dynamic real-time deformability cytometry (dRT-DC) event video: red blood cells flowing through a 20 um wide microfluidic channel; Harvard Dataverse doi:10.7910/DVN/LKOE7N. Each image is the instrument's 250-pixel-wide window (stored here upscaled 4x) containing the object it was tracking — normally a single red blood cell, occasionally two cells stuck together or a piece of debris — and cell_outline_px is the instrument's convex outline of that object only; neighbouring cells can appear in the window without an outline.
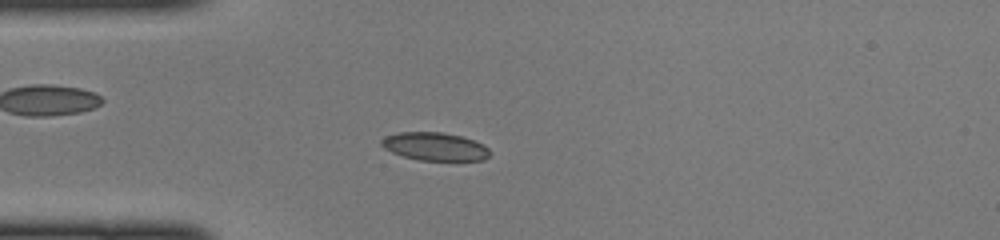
{"species": "common noctule bat (a hibernating species)", "species_latin": "Nyctalus noctula", "temperature_condition": "cold", "stored_images_in_passage": 47, "camera_frame_rate_fps": 3000, "um_per_image_px": 0.085, "animal": {"sex": "female", "body_mass_g": 22.0, "forearm_length_mm": 56.7}, "frame": {"image": 1, "passage_image": 13, "time_ms": 4.0, "image_size_px": [1000, 240], "cell_outline_px": [[488, 156], [484, 160], [420, 160], [404, 156], [392, 152], [384, 148], [380, 144], [380, 140], [384, 136], [400, 132], [440, 132], [460, 136], [484, 144], [488, 148]], "centroid_in_image_um": [36.92, 12.45], "position_along_channel_um": 48.1, "area_um2": 17.57}}
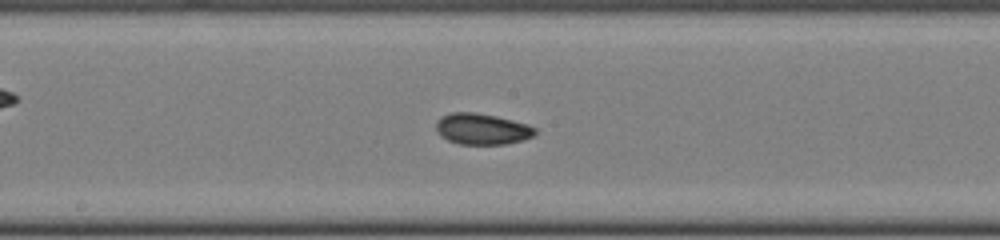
{"frame": {"image": 2, "passage_image": 25, "time_ms": 8.0, "image_size_px": [1000, 240], "cell_outline_px": [[536, 132], [532, 136], [524, 140], [504, 144], [460, 144], [448, 140], [440, 136], [436, 128], [436, 120], [440, 116], [452, 112], [476, 112], [496, 116], [528, 124], [536, 128]], "centroid_in_image_um": [40.95, 10.95], "position_along_channel_um": 207.2, "area_um2": 18.03}}
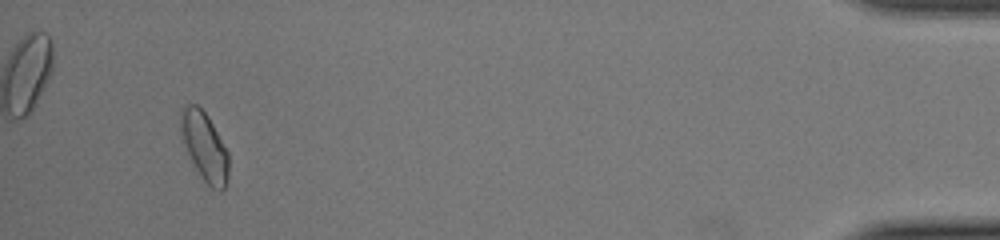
{"frame": {"image": 3, "passage_image": 45, "time_ms": 14.667, "image_size_px": [1000, 240], "cell_outline_px": [[228, 180], [224, 188], [220, 192], [212, 188], [204, 180], [196, 168], [184, 144], [180, 132], [180, 108], [184, 104], [196, 104], [208, 116], [228, 152]], "centroid_in_image_um": [17.37, 12.42], "position_along_channel_um": 417.8, "area_um2": 19.02}}